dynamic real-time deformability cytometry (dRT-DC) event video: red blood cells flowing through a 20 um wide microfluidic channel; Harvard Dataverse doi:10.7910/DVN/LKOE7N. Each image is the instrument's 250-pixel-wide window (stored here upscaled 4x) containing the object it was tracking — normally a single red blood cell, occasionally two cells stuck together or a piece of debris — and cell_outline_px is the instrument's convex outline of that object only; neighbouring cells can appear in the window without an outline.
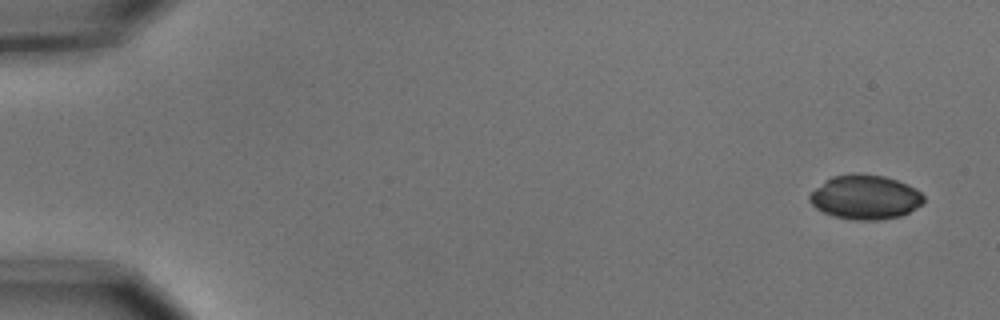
{"species": "common noctule bat (a hibernating species)", "species_latin": "Nyctalus noctula", "temperature_condition": "cold", "stored_images_in_passage": 4, "camera_frame_rate_fps": 3000, "um_per_image_px": 0.085, "animal": {"sex": "male", "body_mass_g": 15.6}, "frame": {"image": 1, "passage_image": 1, "time_ms": 0.0, "image_size_px": [1000, 320], "cell_outline_px": [[924, 200], [920, 204], [908, 212], [900, 216], [880, 220], [852, 220], [836, 216], [824, 212], [816, 208], [808, 200], [808, 196], [824, 180], [832, 176], [852, 172], [860, 172], [884, 176], [908, 184], [916, 188], [924, 196]], "centroid_in_image_um": [73.52, 16.73], "position_along_channel_um": 11.5, "area_um2": 29.59}}
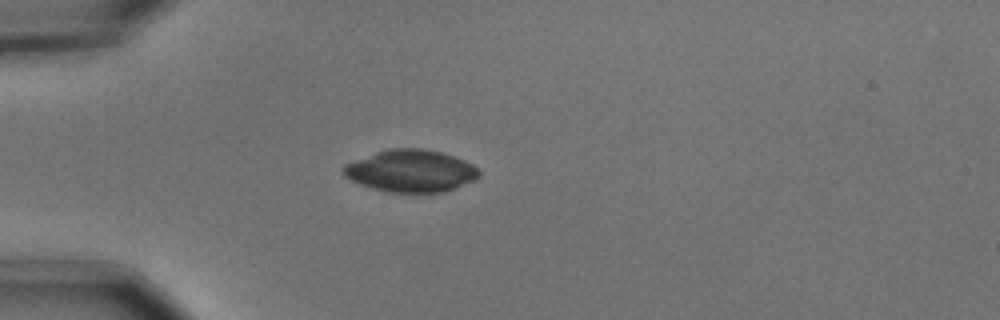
{"frame": {"image": 2, "passage_image": 4, "time_ms": 1.0, "image_size_px": [1000, 320], "cell_outline_px": [[480, 176], [456, 188], [444, 192], [388, 192], [372, 188], [360, 184], [344, 176], [340, 172], [340, 168], [344, 164], [376, 152], [388, 148], [424, 148], [440, 152], [464, 160], [472, 164], [480, 172]], "centroid_in_image_um": [34.87, 14.52], "position_along_channel_um": 50.1, "area_um2": 33.35}}